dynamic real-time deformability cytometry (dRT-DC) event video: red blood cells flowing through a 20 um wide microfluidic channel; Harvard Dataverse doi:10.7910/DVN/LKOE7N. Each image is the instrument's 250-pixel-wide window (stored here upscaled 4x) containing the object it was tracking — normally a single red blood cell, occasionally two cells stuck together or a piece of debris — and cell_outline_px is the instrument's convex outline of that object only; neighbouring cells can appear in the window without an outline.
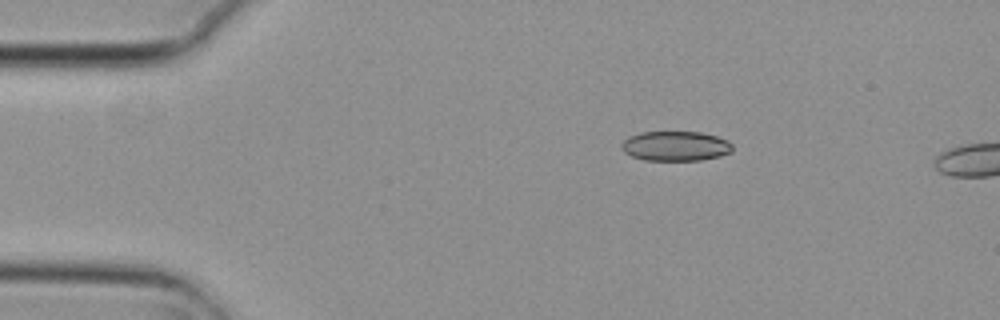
{"species": "common noctule bat (a hibernating species)", "species_latin": "Nyctalus noctula", "temperature_condition": "cold", "stored_images_in_passage": 2, "camera_frame_rate_fps": 3000, "um_per_image_px": 0.085, "animal": {"sex": "female", "body_mass_g": 29.2, "forearm_length_mm": 56.3}, "frame": {"image": 1, "passage_image": 1, "time_ms": 0.0, "image_size_px": [1000, 320], "cell_outline_px": [[732, 152], [720, 156], [700, 160], [644, 160], [632, 156], [624, 152], [620, 148], [620, 144], [628, 136], [640, 132], [700, 132], [716, 136], [728, 140], [732, 144]], "centroid_in_image_um": [57.4, 12.41], "position_along_channel_um": 27.6, "area_um2": 19.36}}